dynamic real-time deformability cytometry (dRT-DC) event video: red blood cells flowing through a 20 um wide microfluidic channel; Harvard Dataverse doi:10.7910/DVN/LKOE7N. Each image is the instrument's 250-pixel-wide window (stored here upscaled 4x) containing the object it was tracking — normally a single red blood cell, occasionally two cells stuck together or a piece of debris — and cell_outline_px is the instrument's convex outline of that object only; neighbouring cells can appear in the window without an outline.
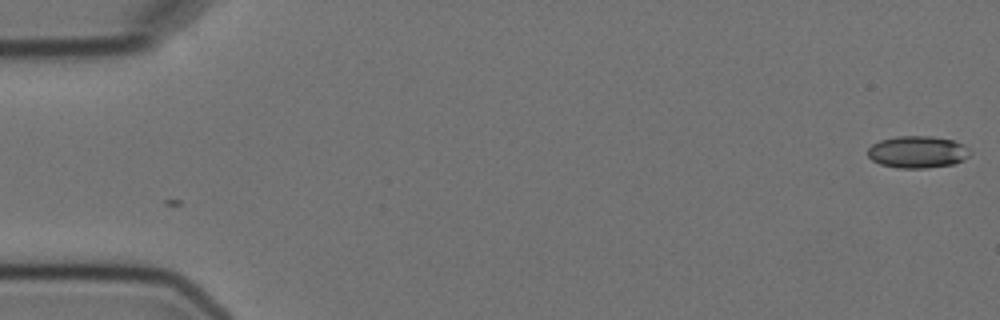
{"species": "Egyptian fruit bat (a non-hibernating species)", "species_latin": "Rousettus aegyptiacus", "temperature_condition": "cold", "stored_images_in_passage": 11, "camera_frame_rate_fps": 3000, "um_per_image_px": 0.085, "animal": {"sex": "female"}, "frame": {"image": 1, "passage_image": 1, "time_ms": 0.0, "image_size_px": [1000, 320], "cell_outline_px": [[972, 152], [964, 160], [956, 164], [924, 168], [896, 168], [880, 164], [872, 160], [868, 156], [868, 148], [872, 144], [880, 140], [896, 136], [932, 136], [952, 140], [964, 144]], "centroid_in_image_um": [78.0, 12.92], "position_along_channel_um": 7.0, "area_um2": 19.31}}
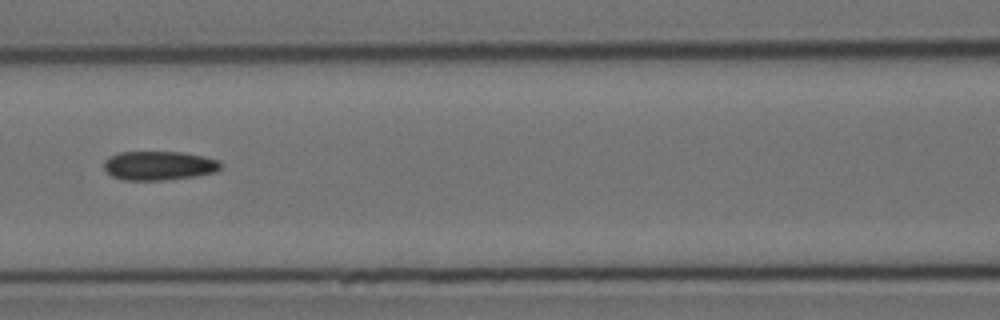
{"frame": {"image": 2, "passage_image": 7, "time_ms": 8.0, "image_size_px": [1000, 320], "cell_outline_px": [[220, 168], [212, 172], [196, 176], [164, 180], [124, 180], [112, 176], [104, 168], [104, 160], [120, 152], [180, 152], [204, 156], [220, 160]], "centroid_in_image_um": [13.5, 14.08], "position_along_channel_um": 153.1, "area_um2": 19.59}}
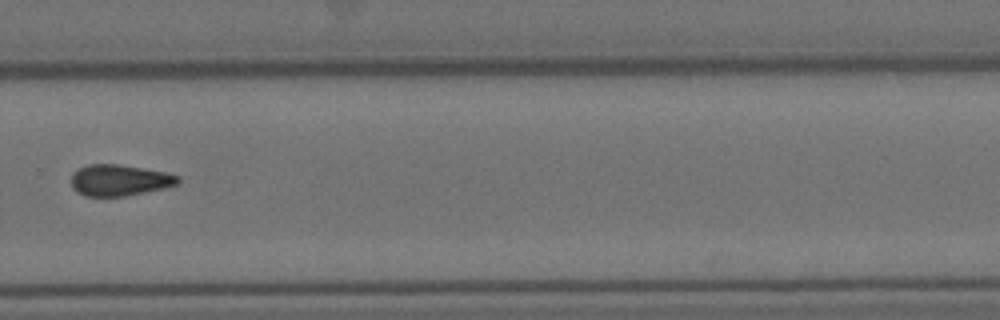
{"frame": {"image": 3, "passage_image": 11, "time_ms": 12.667, "image_size_px": [1000, 320], "cell_outline_px": [[180, 180], [176, 184], [164, 188], [124, 196], [84, 196], [76, 192], [72, 188], [72, 172], [88, 164], [116, 164], [164, 172], [180, 176]], "centroid_in_image_um": [10.11, 15.32], "position_along_channel_um": 319.7, "area_um2": 19.25}}